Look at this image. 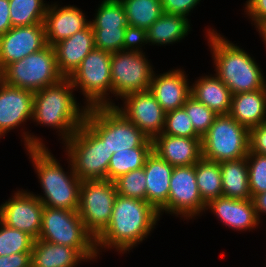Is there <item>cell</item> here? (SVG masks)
I'll list each match as a JSON object with an SVG mask.
<instances>
[{"instance_id":"cell-6","label":"cell","mask_w":266,"mask_h":267,"mask_svg":"<svg viewBox=\"0 0 266 267\" xmlns=\"http://www.w3.org/2000/svg\"><path fill=\"white\" fill-rule=\"evenodd\" d=\"M111 53L94 48L70 75L75 89L83 95L87 108L114 106L111 82ZM111 94V96H110ZM111 97V98H110Z\"/></svg>"},{"instance_id":"cell-23","label":"cell","mask_w":266,"mask_h":267,"mask_svg":"<svg viewBox=\"0 0 266 267\" xmlns=\"http://www.w3.org/2000/svg\"><path fill=\"white\" fill-rule=\"evenodd\" d=\"M191 20L182 15L163 12L162 15L142 34L137 43L145 45L168 46L185 39L192 28Z\"/></svg>"},{"instance_id":"cell-33","label":"cell","mask_w":266,"mask_h":267,"mask_svg":"<svg viewBox=\"0 0 266 267\" xmlns=\"http://www.w3.org/2000/svg\"><path fill=\"white\" fill-rule=\"evenodd\" d=\"M93 19L90 20L92 29L129 28L124 6L120 0L100 1Z\"/></svg>"},{"instance_id":"cell-40","label":"cell","mask_w":266,"mask_h":267,"mask_svg":"<svg viewBox=\"0 0 266 267\" xmlns=\"http://www.w3.org/2000/svg\"><path fill=\"white\" fill-rule=\"evenodd\" d=\"M201 0H161L163 12L187 17Z\"/></svg>"},{"instance_id":"cell-11","label":"cell","mask_w":266,"mask_h":267,"mask_svg":"<svg viewBox=\"0 0 266 267\" xmlns=\"http://www.w3.org/2000/svg\"><path fill=\"white\" fill-rule=\"evenodd\" d=\"M202 158L218 163L247 157L249 130L229 114L218 115L201 137Z\"/></svg>"},{"instance_id":"cell-19","label":"cell","mask_w":266,"mask_h":267,"mask_svg":"<svg viewBox=\"0 0 266 267\" xmlns=\"http://www.w3.org/2000/svg\"><path fill=\"white\" fill-rule=\"evenodd\" d=\"M212 212L217 220L234 231H252L260 225L252 199L239 200L220 196L206 204V211Z\"/></svg>"},{"instance_id":"cell-37","label":"cell","mask_w":266,"mask_h":267,"mask_svg":"<svg viewBox=\"0 0 266 267\" xmlns=\"http://www.w3.org/2000/svg\"><path fill=\"white\" fill-rule=\"evenodd\" d=\"M162 133L176 137H200L195 132L191 119L184 107L166 112L165 125Z\"/></svg>"},{"instance_id":"cell-38","label":"cell","mask_w":266,"mask_h":267,"mask_svg":"<svg viewBox=\"0 0 266 267\" xmlns=\"http://www.w3.org/2000/svg\"><path fill=\"white\" fill-rule=\"evenodd\" d=\"M185 111L191 119L195 132L202 137L211 127L218 116L203 103L198 102L190 96L183 105Z\"/></svg>"},{"instance_id":"cell-13","label":"cell","mask_w":266,"mask_h":267,"mask_svg":"<svg viewBox=\"0 0 266 267\" xmlns=\"http://www.w3.org/2000/svg\"><path fill=\"white\" fill-rule=\"evenodd\" d=\"M116 196L114 181L108 179L81 181L77 211L85 229L94 239L109 223Z\"/></svg>"},{"instance_id":"cell-14","label":"cell","mask_w":266,"mask_h":267,"mask_svg":"<svg viewBox=\"0 0 266 267\" xmlns=\"http://www.w3.org/2000/svg\"><path fill=\"white\" fill-rule=\"evenodd\" d=\"M206 203L199 193L195 164L174 167L170 178L168 202L158 211L184 220L196 219L205 213Z\"/></svg>"},{"instance_id":"cell-21","label":"cell","mask_w":266,"mask_h":267,"mask_svg":"<svg viewBox=\"0 0 266 267\" xmlns=\"http://www.w3.org/2000/svg\"><path fill=\"white\" fill-rule=\"evenodd\" d=\"M152 151L173 167L196 164L202 158L201 137L160 134L152 140Z\"/></svg>"},{"instance_id":"cell-26","label":"cell","mask_w":266,"mask_h":267,"mask_svg":"<svg viewBox=\"0 0 266 267\" xmlns=\"http://www.w3.org/2000/svg\"><path fill=\"white\" fill-rule=\"evenodd\" d=\"M90 262L78 249L35 239L31 267H77Z\"/></svg>"},{"instance_id":"cell-30","label":"cell","mask_w":266,"mask_h":267,"mask_svg":"<svg viewBox=\"0 0 266 267\" xmlns=\"http://www.w3.org/2000/svg\"><path fill=\"white\" fill-rule=\"evenodd\" d=\"M195 172L199 193L206 204L222 196L220 163L201 158L195 164Z\"/></svg>"},{"instance_id":"cell-8","label":"cell","mask_w":266,"mask_h":267,"mask_svg":"<svg viewBox=\"0 0 266 267\" xmlns=\"http://www.w3.org/2000/svg\"><path fill=\"white\" fill-rule=\"evenodd\" d=\"M84 122L105 141L111 155L123 149L152 147V140L114 106L88 108Z\"/></svg>"},{"instance_id":"cell-20","label":"cell","mask_w":266,"mask_h":267,"mask_svg":"<svg viewBox=\"0 0 266 267\" xmlns=\"http://www.w3.org/2000/svg\"><path fill=\"white\" fill-rule=\"evenodd\" d=\"M176 68L160 74L154 73L149 88L165 112L183 107L191 96V82L188 74L183 67Z\"/></svg>"},{"instance_id":"cell-18","label":"cell","mask_w":266,"mask_h":267,"mask_svg":"<svg viewBox=\"0 0 266 267\" xmlns=\"http://www.w3.org/2000/svg\"><path fill=\"white\" fill-rule=\"evenodd\" d=\"M85 15V12L83 13L76 5L61 6L57 2L49 4L43 22L46 44L53 47L58 42L85 29L90 24V20Z\"/></svg>"},{"instance_id":"cell-44","label":"cell","mask_w":266,"mask_h":267,"mask_svg":"<svg viewBox=\"0 0 266 267\" xmlns=\"http://www.w3.org/2000/svg\"><path fill=\"white\" fill-rule=\"evenodd\" d=\"M11 28L9 0H0V36Z\"/></svg>"},{"instance_id":"cell-42","label":"cell","mask_w":266,"mask_h":267,"mask_svg":"<svg viewBox=\"0 0 266 267\" xmlns=\"http://www.w3.org/2000/svg\"><path fill=\"white\" fill-rule=\"evenodd\" d=\"M244 4V15L254 26L266 18V0H247Z\"/></svg>"},{"instance_id":"cell-46","label":"cell","mask_w":266,"mask_h":267,"mask_svg":"<svg viewBox=\"0 0 266 267\" xmlns=\"http://www.w3.org/2000/svg\"><path fill=\"white\" fill-rule=\"evenodd\" d=\"M255 30L258 32V35L262 37L263 44L266 47V18L255 26Z\"/></svg>"},{"instance_id":"cell-25","label":"cell","mask_w":266,"mask_h":267,"mask_svg":"<svg viewBox=\"0 0 266 267\" xmlns=\"http://www.w3.org/2000/svg\"><path fill=\"white\" fill-rule=\"evenodd\" d=\"M229 115L248 130L266 123V87L232 95Z\"/></svg>"},{"instance_id":"cell-22","label":"cell","mask_w":266,"mask_h":267,"mask_svg":"<svg viewBox=\"0 0 266 267\" xmlns=\"http://www.w3.org/2000/svg\"><path fill=\"white\" fill-rule=\"evenodd\" d=\"M53 47L59 72L64 78H69L82 60L95 48L91 24Z\"/></svg>"},{"instance_id":"cell-45","label":"cell","mask_w":266,"mask_h":267,"mask_svg":"<svg viewBox=\"0 0 266 267\" xmlns=\"http://www.w3.org/2000/svg\"><path fill=\"white\" fill-rule=\"evenodd\" d=\"M252 201L254 203L256 216L258 217L259 221H261V217L266 215V192H262L260 194H256L252 197Z\"/></svg>"},{"instance_id":"cell-35","label":"cell","mask_w":266,"mask_h":267,"mask_svg":"<svg viewBox=\"0 0 266 267\" xmlns=\"http://www.w3.org/2000/svg\"><path fill=\"white\" fill-rule=\"evenodd\" d=\"M34 240L26 232L10 228L0 221V256L31 252Z\"/></svg>"},{"instance_id":"cell-4","label":"cell","mask_w":266,"mask_h":267,"mask_svg":"<svg viewBox=\"0 0 266 267\" xmlns=\"http://www.w3.org/2000/svg\"><path fill=\"white\" fill-rule=\"evenodd\" d=\"M25 151L44 193L34 195L44 206L77 211L81 180L75 174L70 159L66 157L69 169L64 171L65 168L48 147L26 148Z\"/></svg>"},{"instance_id":"cell-9","label":"cell","mask_w":266,"mask_h":267,"mask_svg":"<svg viewBox=\"0 0 266 267\" xmlns=\"http://www.w3.org/2000/svg\"><path fill=\"white\" fill-rule=\"evenodd\" d=\"M63 78L58 70L54 47L50 45L9 64L0 73L4 83L33 92L56 84Z\"/></svg>"},{"instance_id":"cell-16","label":"cell","mask_w":266,"mask_h":267,"mask_svg":"<svg viewBox=\"0 0 266 267\" xmlns=\"http://www.w3.org/2000/svg\"><path fill=\"white\" fill-rule=\"evenodd\" d=\"M121 105L114 107L129 121L133 122L149 139L162 134L166 112L148 91L136 92L121 99ZM120 106V107H119Z\"/></svg>"},{"instance_id":"cell-31","label":"cell","mask_w":266,"mask_h":267,"mask_svg":"<svg viewBox=\"0 0 266 267\" xmlns=\"http://www.w3.org/2000/svg\"><path fill=\"white\" fill-rule=\"evenodd\" d=\"M151 152L152 147H136L113 153L108 167L107 179L114 181L123 174L143 168L145 160Z\"/></svg>"},{"instance_id":"cell-36","label":"cell","mask_w":266,"mask_h":267,"mask_svg":"<svg viewBox=\"0 0 266 267\" xmlns=\"http://www.w3.org/2000/svg\"><path fill=\"white\" fill-rule=\"evenodd\" d=\"M117 194L146 201V175L144 167L130 171L114 180Z\"/></svg>"},{"instance_id":"cell-43","label":"cell","mask_w":266,"mask_h":267,"mask_svg":"<svg viewBox=\"0 0 266 267\" xmlns=\"http://www.w3.org/2000/svg\"><path fill=\"white\" fill-rule=\"evenodd\" d=\"M0 267H31V252L0 256Z\"/></svg>"},{"instance_id":"cell-3","label":"cell","mask_w":266,"mask_h":267,"mask_svg":"<svg viewBox=\"0 0 266 267\" xmlns=\"http://www.w3.org/2000/svg\"><path fill=\"white\" fill-rule=\"evenodd\" d=\"M69 78L34 92L32 122L57 130L60 143L66 142L84 123L87 107L76 100ZM81 105V106H80Z\"/></svg>"},{"instance_id":"cell-2","label":"cell","mask_w":266,"mask_h":267,"mask_svg":"<svg viewBox=\"0 0 266 267\" xmlns=\"http://www.w3.org/2000/svg\"><path fill=\"white\" fill-rule=\"evenodd\" d=\"M206 30L205 39L215 65V75L230 89L232 95L266 87L264 72L249 52L217 33L214 28Z\"/></svg>"},{"instance_id":"cell-7","label":"cell","mask_w":266,"mask_h":267,"mask_svg":"<svg viewBox=\"0 0 266 267\" xmlns=\"http://www.w3.org/2000/svg\"><path fill=\"white\" fill-rule=\"evenodd\" d=\"M38 239L78 249L89 261L98 258L95 239L85 229L78 211L44 206Z\"/></svg>"},{"instance_id":"cell-29","label":"cell","mask_w":266,"mask_h":267,"mask_svg":"<svg viewBox=\"0 0 266 267\" xmlns=\"http://www.w3.org/2000/svg\"><path fill=\"white\" fill-rule=\"evenodd\" d=\"M222 196L239 200L252 199L246 157L220 163Z\"/></svg>"},{"instance_id":"cell-10","label":"cell","mask_w":266,"mask_h":267,"mask_svg":"<svg viewBox=\"0 0 266 267\" xmlns=\"http://www.w3.org/2000/svg\"><path fill=\"white\" fill-rule=\"evenodd\" d=\"M143 51L136 43L126 50L111 53L112 95L115 99L149 90L156 72Z\"/></svg>"},{"instance_id":"cell-24","label":"cell","mask_w":266,"mask_h":267,"mask_svg":"<svg viewBox=\"0 0 266 267\" xmlns=\"http://www.w3.org/2000/svg\"><path fill=\"white\" fill-rule=\"evenodd\" d=\"M173 168L153 151L145 160L146 201L157 211L168 202Z\"/></svg>"},{"instance_id":"cell-1","label":"cell","mask_w":266,"mask_h":267,"mask_svg":"<svg viewBox=\"0 0 266 267\" xmlns=\"http://www.w3.org/2000/svg\"><path fill=\"white\" fill-rule=\"evenodd\" d=\"M159 212L147 201L117 194L106 228L95 238L97 255L115 250L121 256L147 239L160 220ZM122 253V254H121Z\"/></svg>"},{"instance_id":"cell-41","label":"cell","mask_w":266,"mask_h":267,"mask_svg":"<svg viewBox=\"0 0 266 267\" xmlns=\"http://www.w3.org/2000/svg\"><path fill=\"white\" fill-rule=\"evenodd\" d=\"M249 151L266 156V123L249 130Z\"/></svg>"},{"instance_id":"cell-15","label":"cell","mask_w":266,"mask_h":267,"mask_svg":"<svg viewBox=\"0 0 266 267\" xmlns=\"http://www.w3.org/2000/svg\"><path fill=\"white\" fill-rule=\"evenodd\" d=\"M43 209V203L34 192L18 189L0 205V221L10 228L26 232L38 239Z\"/></svg>"},{"instance_id":"cell-34","label":"cell","mask_w":266,"mask_h":267,"mask_svg":"<svg viewBox=\"0 0 266 267\" xmlns=\"http://www.w3.org/2000/svg\"><path fill=\"white\" fill-rule=\"evenodd\" d=\"M95 48L115 53L126 50L137 43L129 28L92 29Z\"/></svg>"},{"instance_id":"cell-5","label":"cell","mask_w":266,"mask_h":267,"mask_svg":"<svg viewBox=\"0 0 266 267\" xmlns=\"http://www.w3.org/2000/svg\"><path fill=\"white\" fill-rule=\"evenodd\" d=\"M62 149L81 181L107 179L112 155L105 141L85 122L63 143Z\"/></svg>"},{"instance_id":"cell-32","label":"cell","mask_w":266,"mask_h":267,"mask_svg":"<svg viewBox=\"0 0 266 267\" xmlns=\"http://www.w3.org/2000/svg\"><path fill=\"white\" fill-rule=\"evenodd\" d=\"M48 6L44 0H9L12 27L43 23Z\"/></svg>"},{"instance_id":"cell-17","label":"cell","mask_w":266,"mask_h":267,"mask_svg":"<svg viewBox=\"0 0 266 267\" xmlns=\"http://www.w3.org/2000/svg\"><path fill=\"white\" fill-rule=\"evenodd\" d=\"M44 23L12 27L0 36V73L11 63L46 46Z\"/></svg>"},{"instance_id":"cell-39","label":"cell","mask_w":266,"mask_h":267,"mask_svg":"<svg viewBox=\"0 0 266 267\" xmlns=\"http://www.w3.org/2000/svg\"><path fill=\"white\" fill-rule=\"evenodd\" d=\"M246 161L248 165L249 189L252 197L266 192V156L249 151Z\"/></svg>"},{"instance_id":"cell-12","label":"cell","mask_w":266,"mask_h":267,"mask_svg":"<svg viewBox=\"0 0 266 267\" xmlns=\"http://www.w3.org/2000/svg\"><path fill=\"white\" fill-rule=\"evenodd\" d=\"M34 92L11 86L0 79V138L10 130H21L24 148L47 147L44 140L26 131L25 123L32 120ZM23 125V127H22Z\"/></svg>"},{"instance_id":"cell-28","label":"cell","mask_w":266,"mask_h":267,"mask_svg":"<svg viewBox=\"0 0 266 267\" xmlns=\"http://www.w3.org/2000/svg\"><path fill=\"white\" fill-rule=\"evenodd\" d=\"M131 34L138 40L162 15L161 0H120Z\"/></svg>"},{"instance_id":"cell-27","label":"cell","mask_w":266,"mask_h":267,"mask_svg":"<svg viewBox=\"0 0 266 267\" xmlns=\"http://www.w3.org/2000/svg\"><path fill=\"white\" fill-rule=\"evenodd\" d=\"M191 96L217 115L229 114L232 93L215 73L199 76L191 84Z\"/></svg>"}]
</instances>
